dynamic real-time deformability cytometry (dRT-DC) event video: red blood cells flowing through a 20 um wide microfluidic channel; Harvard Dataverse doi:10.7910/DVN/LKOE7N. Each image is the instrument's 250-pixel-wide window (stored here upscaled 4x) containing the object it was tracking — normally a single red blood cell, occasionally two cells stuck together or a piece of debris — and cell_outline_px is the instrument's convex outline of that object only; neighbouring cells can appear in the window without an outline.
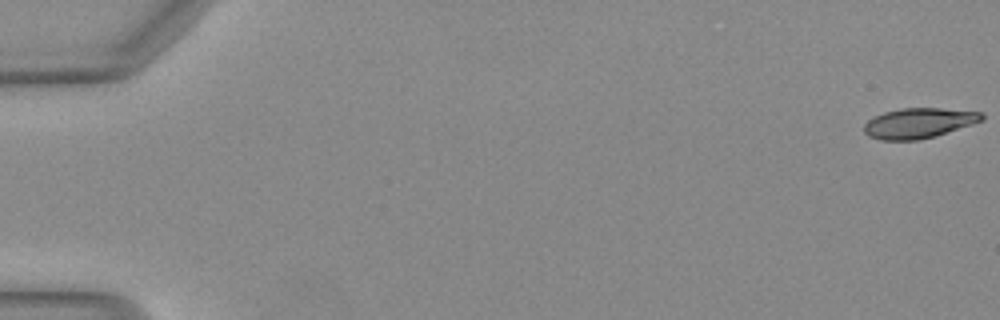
{"species": "Egyptian fruit bat (a non-hibernating species)", "species_latin": "Rousettus aegyptiacus", "temperature_condition": "warm", "stored_images_in_passage": 8, "camera_frame_rate_fps": 3000, "um_per_image_px": 0.085, "animal": {"sex": "female"}, "frame": {"image": 1, "passage_image": 1, "time_ms": 0.0, "image_size_px": [1000, 320], "cell_outline_px": [[984, 120], [936, 136], [916, 140], [880, 140], [868, 136], [864, 132], [864, 124], [872, 116], [884, 112], [900, 108], [940, 108], [980, 112], [984, 116]], "centroid_in_image_um": [78.06, 10.46], "position_along_channel_um": 6.9, "area_um2": 20.75}}